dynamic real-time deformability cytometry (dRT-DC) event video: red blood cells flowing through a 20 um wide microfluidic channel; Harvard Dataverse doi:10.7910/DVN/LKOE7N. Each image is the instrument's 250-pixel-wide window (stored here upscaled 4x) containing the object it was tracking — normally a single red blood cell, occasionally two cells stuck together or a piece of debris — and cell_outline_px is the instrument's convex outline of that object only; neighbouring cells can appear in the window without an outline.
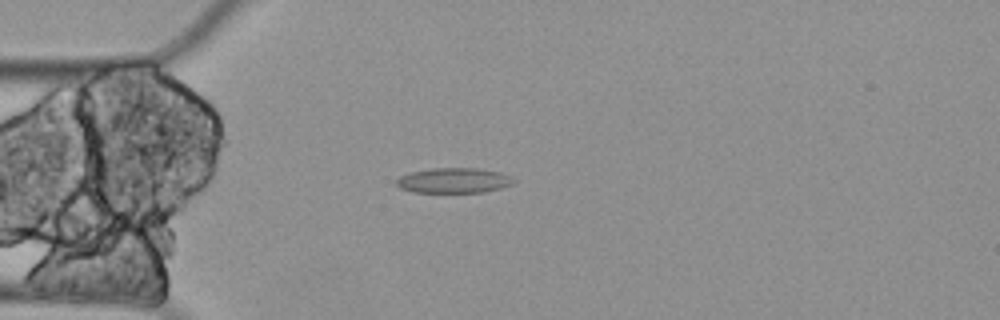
{"species": "Egyptian fruit bat (a non-hibernating species)", "species_latin": "Rousettus aegyptiacus", "temperature_condition": "cold", "stored_images_in_passage": 5, "camera_frame_rate_fps": 3000, "um_per_image_px": 0.085, "animal": {"sex": "female"}, "frame": {"image": 1, "passage_image": 5, "time_ms": 1.333, "image_size_px": [1000, 320], "cell_outline_px": [[516, 180], [512, 184], [500, 188], [484, 192], [412, 192], [400, 188], [396, 184], [396, 180], [400, 176], [412, 172], [432, 168], [476, 168], [500, 172]], "centroid_in_image_um": [38.56, 15.34], "position_along_channel_um": 46.4, "area_um2": 17.05}}